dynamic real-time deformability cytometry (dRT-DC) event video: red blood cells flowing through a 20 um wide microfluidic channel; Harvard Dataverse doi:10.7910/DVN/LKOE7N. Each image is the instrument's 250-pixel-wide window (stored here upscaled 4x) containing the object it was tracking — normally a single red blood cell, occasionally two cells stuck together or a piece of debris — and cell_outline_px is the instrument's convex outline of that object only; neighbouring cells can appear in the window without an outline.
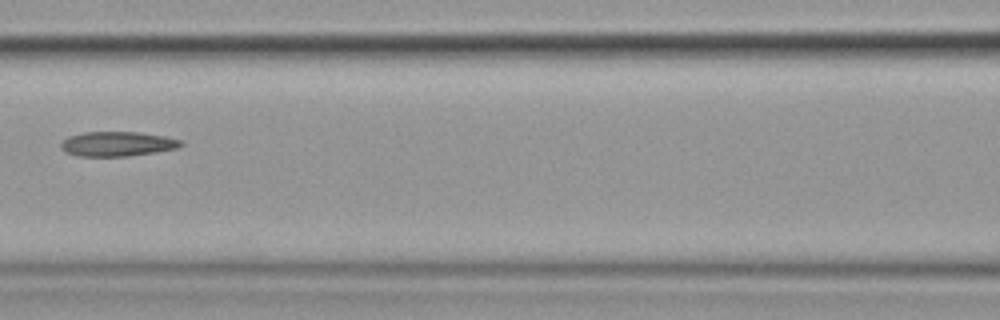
{"species": "common noctule bat (a hibernating species)", "species_latin": "Nyctalus noctula", "temperature_condition": "cold", "stored_images_in_passage": 16, "camera_frame_rate_fps": 3000, "um_per_image_px": 0.085, "animal": {"sex": "female", "body_mass_g": 19.9}, "frame": {"image": 1, "passage_image": 7, "time_ms": 8.0, "image_size_px": [1000, 320], "cell_outline_px": [[184, 144], [176, 148], [128, 156], [76, 156], [64, 152], [60, 148], [60, 144], [68, 136], [84, 132], [140, 132], [164, 136], [184, 140]], "centroid_in_image_um": [9.95, 12.23], "position_along_channel_um": 156.7, "area_um2": 17.28}}